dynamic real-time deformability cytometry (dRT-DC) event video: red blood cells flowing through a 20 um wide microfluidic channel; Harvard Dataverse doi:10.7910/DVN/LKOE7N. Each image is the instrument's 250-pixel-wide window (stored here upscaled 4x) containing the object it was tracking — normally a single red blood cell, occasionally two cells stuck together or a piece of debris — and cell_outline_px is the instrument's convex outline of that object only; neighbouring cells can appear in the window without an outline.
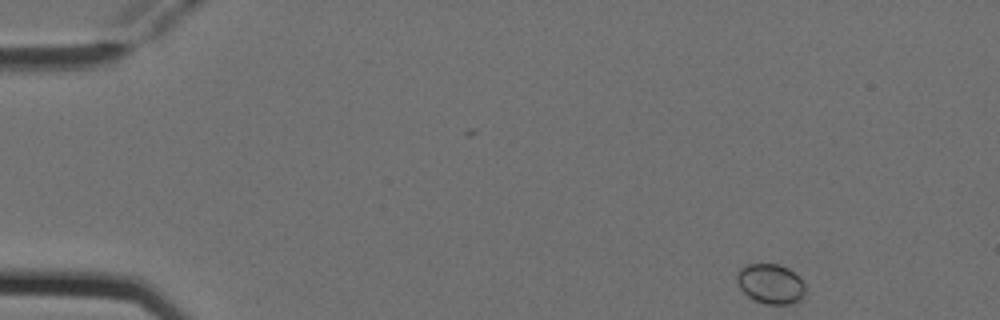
{"species": "Egyptian fruit bat (a non-hibernating species)", "species_latin": "Rousettus aegyptiacus", "temperature_condition": "cold", "stored_images_in_passage": 2, "camera_frame_rate_fps": 3000, "um_per_image_px": 0.085, "animal": {"sex": "female"}, "frame": {"image": 1, "passage_image": 1, "time_ms": 0.0, "image_size_px": [1000, 320], "cell_outline_px": [[804, 292], [800, 300], [788, 304], [768, 304], [756, 300], [748, 296], [740, 288], [736, 280], [736, 276], [740, 268], [748, 264], [780, 264], [788, 268], [804, 284]], "centroid_in_image_um": [65.47, 24.11], "position_along_channel_um": 19.5, "area_um2": 15.61}}
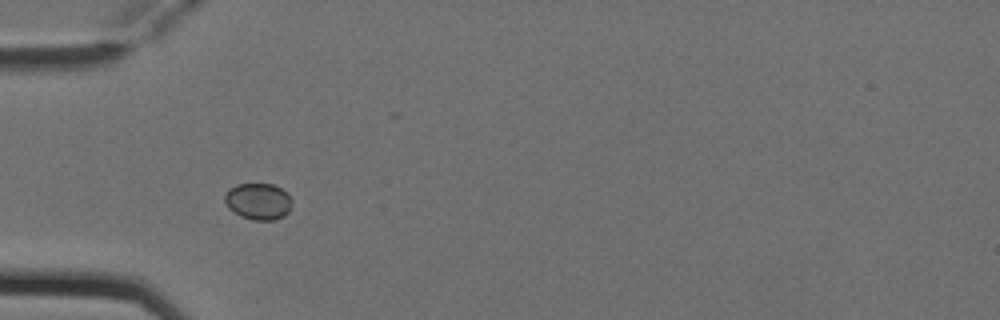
{"frame": {"image": 2, "passage_image": 2, "time_ms": 0.333, "image_size_px": [1000, 320], "cell_outline_px": [[292, 204], [288, 212], [284, 216], [276, 220], [252, 220], [240, 216], [228, 208], [224, 200], [224, 196], [228, 188], [236, 184], [272, 184], [280, 188], [292, 200]], "centroid_in_image_um": [21.92, 17.12], "position_along_channel_um": 63.1, "area_um2": 14.39}}